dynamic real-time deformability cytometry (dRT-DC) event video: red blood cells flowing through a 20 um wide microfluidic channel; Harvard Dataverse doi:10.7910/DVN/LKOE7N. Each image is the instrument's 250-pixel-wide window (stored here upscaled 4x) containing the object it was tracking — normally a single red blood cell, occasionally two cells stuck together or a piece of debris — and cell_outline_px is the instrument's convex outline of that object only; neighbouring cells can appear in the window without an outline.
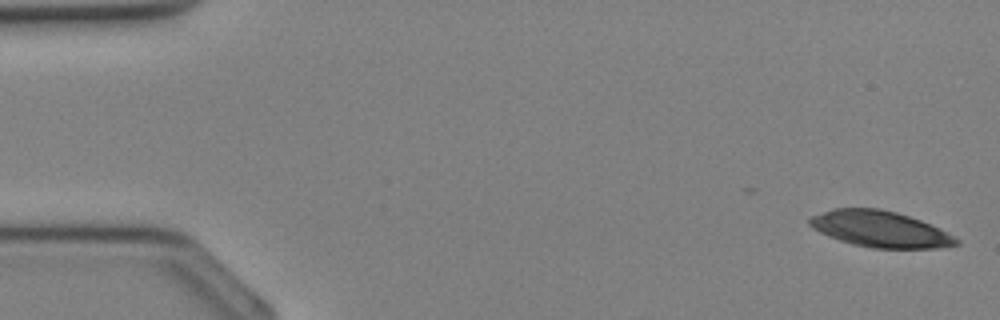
{"species": "Egyptian fruit bat (a non-hibernating species)", "species_latin": "Rousettus aegyptiacus", "temperature_condition": "cold", "stored_images_in_passage": 30, "camera_frame_rate_fps": 3000, "um_per_image_px": 0.085, "animal": {"sex": "female"}, "frame": {"image": 1, "passage_image": 1, "time_ms": 0.0, "image_size_px": [1000, 320], "cell_outline_px": [[960, 244], [940, 248], [872, 248], [852, 244], [828, 236], [812, 228], [808, 224], [808, 216], [832, 208], [880, 208], [896, 212], [920, 220], [940, 228], [960, 240]], "centroid_in_image_um": [74.78, 19.46], "position_along_channel_um": 10.2, "area_um2": 31.1}}
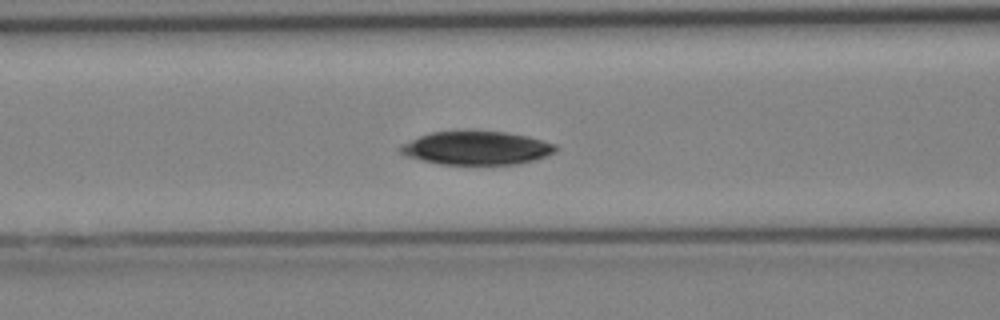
{"frame": {"image": 2, "passage_image": 14, "time_ms": 4.333, "image_size_px": [1000, 320], "cell_outline_px": [[560, 148], [556, 152], [532, 160], [516, 164], [440, 164], [404, 156], [396, 148], [420, 136], [432, 132], [468, 128], [472, 128], [504, 132], [528, 136], [556, 144]], "centroid_in_image_um": [40.5, 12.54], "position_along_channel_um": 126.1, "area_um2": 30.98}}
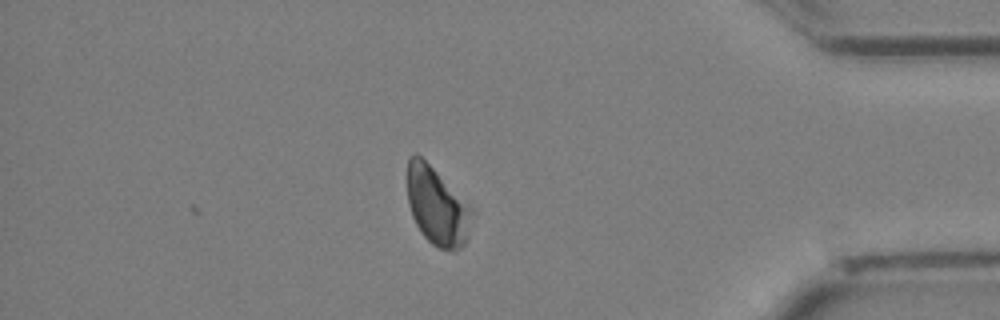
{"frame": {"image": 3, "passage_image": 30, "time_ms": 9.667, "image_size_px": [1000, 320], "cell_outline_px": [[476, 212], [468, 236], [464, 244], [456, 252], [452, 252], [440, 248], [432, 244], [420, 232], [412, 216], [408, 204], [408, 160], [416, 152]], "centroid_in_image_um": [37.18, 17.6], "position_along_channel_um": 398.0, "area_um2": 29.13}}